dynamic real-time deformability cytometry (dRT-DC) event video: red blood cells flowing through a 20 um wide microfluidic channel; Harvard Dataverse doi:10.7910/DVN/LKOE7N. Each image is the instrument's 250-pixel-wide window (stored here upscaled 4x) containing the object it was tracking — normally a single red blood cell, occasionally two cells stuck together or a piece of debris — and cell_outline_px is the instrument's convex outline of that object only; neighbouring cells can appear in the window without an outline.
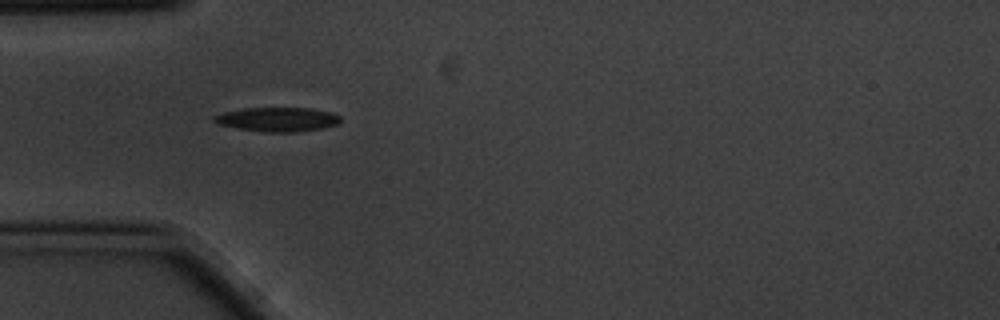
{"species": "common noctule bat (a hibernating species)", "species_latin": "Nyctalus noctula", "temperature_condition": "cold", "stored_images_in_passage": 5, "camera_frame_rate_fps": 3000, "um_per_image_px": 0.085, "animal": {"sex": "male", "body_mass_g": 20.1, "forearm_length_mm": 53.5}, "frame": {"image": 1, "passage_image": 1, "time_ms": 0.0, "image_size_px": [1000, 320], "cell_outline_px": [[340, 120], [336, 124], [324, 128], [296, 132], [268, 132], [240, 128], [220, 124], [212, 120], [212, 116], [224, 112], [240, 108], [312, 108], [332, 112], [340, 116]], "centroid_in_image_um": [23.61, 10.13], "position_along_channel_um": 61.4, "area_um2": 17.74}}
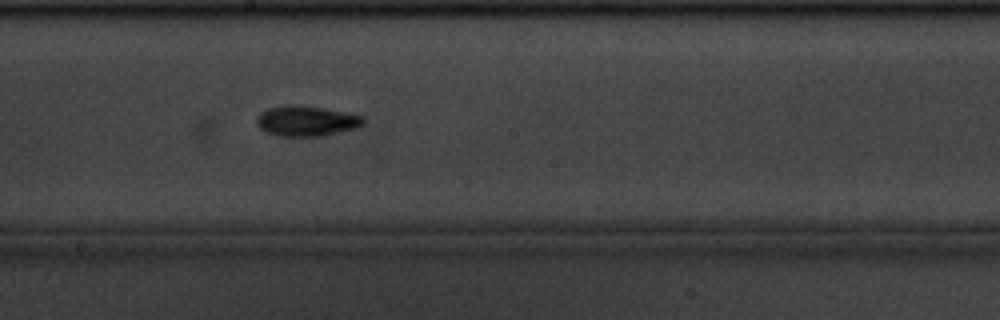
{"frame": {"image": 2, "passage_image": 5, "time_ms": 1.333, "image_size_px": [1000, 320], "cell_outline_px": [[364, 124], [356, 128], [324, 136], [276, 136], [260, 128], [256, 124], [256, 120], [260, 112], [268, 108], [288, 104], [300, 104], [324, 108], [364, 116]], "centroid_in_image_um": [26.04, 10.27], "position_along_channel_um": 222.2, "area_um2": 19.07}}